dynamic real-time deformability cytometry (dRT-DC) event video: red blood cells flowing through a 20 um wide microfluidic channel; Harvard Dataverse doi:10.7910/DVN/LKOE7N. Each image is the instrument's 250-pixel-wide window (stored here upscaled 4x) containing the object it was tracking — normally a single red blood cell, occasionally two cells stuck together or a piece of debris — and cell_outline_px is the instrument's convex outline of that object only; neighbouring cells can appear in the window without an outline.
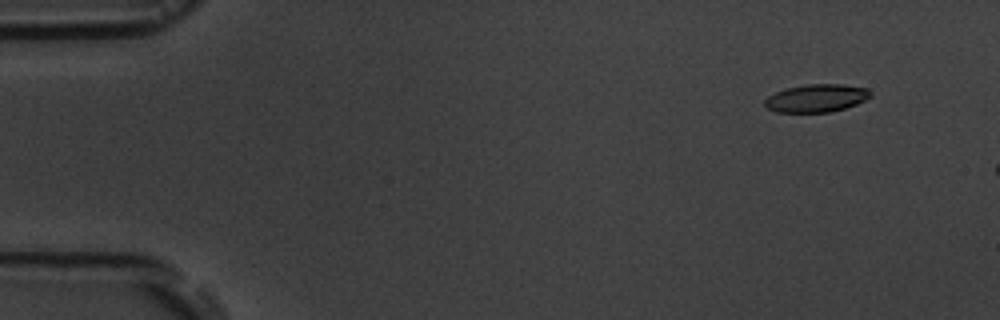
{"species": "common noctule bat (a hibernating species)", "species_latin": "Nyctalus noctula", "temperature_condition": "room temperature", "stored_images_in_passage": 3, "camera_frame_rate_fps": 3000, "um_per_image_px": 0.085, "animal": {"sex": "male", "body_mass_g": 19.5, "forearm_length_mm": 54.6}, "frame": {"image": 1, "passage_image": 1, "time_ms": 0.0, "image_size_px": [1000, 320], "cell_outline_px": [[872, 96], [856, 104], [844, 108], [828, 112], [776, 112], [768, 108], [764, 104], [764, 100], [768, 96], [784, 88], [808, 84], [840, 84], [868, 88], [872, 92]], "centroid_in_image_um": [69.39, 8.33], "position_along_channel_um": 15.6, "area_um2": 17.17}}